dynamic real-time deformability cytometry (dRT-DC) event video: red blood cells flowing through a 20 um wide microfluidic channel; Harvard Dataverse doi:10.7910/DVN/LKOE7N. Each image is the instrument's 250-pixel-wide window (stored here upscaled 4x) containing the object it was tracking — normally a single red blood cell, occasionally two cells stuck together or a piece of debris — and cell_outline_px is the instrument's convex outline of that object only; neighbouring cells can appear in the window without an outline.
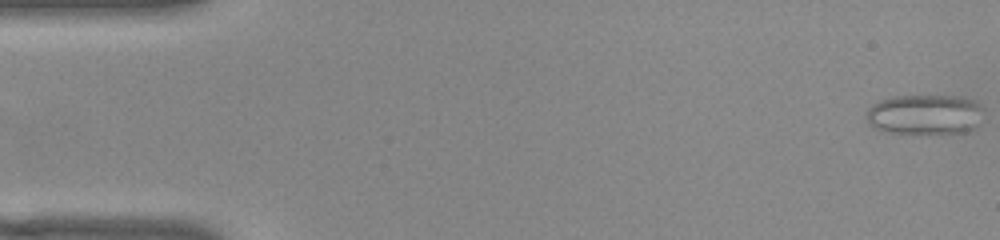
{"species": "common noctule bat (a hibernating species)", "species_latin": "Nyctalus noctula", "temperature_condition": "warm", "stored_images_in_passage": 53, "camera_frame_rate_fps": 3000, "um_per_image_px": 0.085, "animal": {"sex": "female", "body_mass_g": 22.0, "forearm_length_mm": 56.7}, "frame": {"image": 1, "passage_image": 1, "time_ms": 0.0, "image_size_px": [1000, 240], "cell_outline_px": [[984, 108], [976, 124], [972, 128], [964, 132], [920, 136], [888, 132], [876, 128], [868, 124], [864, 116], [864, 112], [872, 104], [880, 100], [892, 96], [960, 96], [976, 100]], "centroid_in_image_um": [78.56, 9.76], "position_along_channel_um": 6.4, "area_um2": 28.32}}
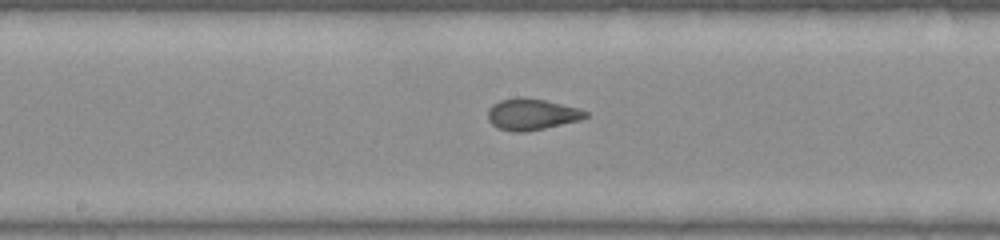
{"frame": {"image": 2, "passage_image": 27, "time_ms": 8.667, "image_size_px": [1000, 240], "cell_outline_px": [[588, 116], [580, 120], [544, 128], [524, 132], [512, 132], [500, 128], [492, 124], [488, 120], [488, 108], [492, 104], [500, 100], [516, 96], [524, 96], [544, 100], [576, 108], [588, 112]], "centroid_in_image_um": [45.15, 9.7], "position_along_channel_um": 203.1, "area_um2": 17.8}}
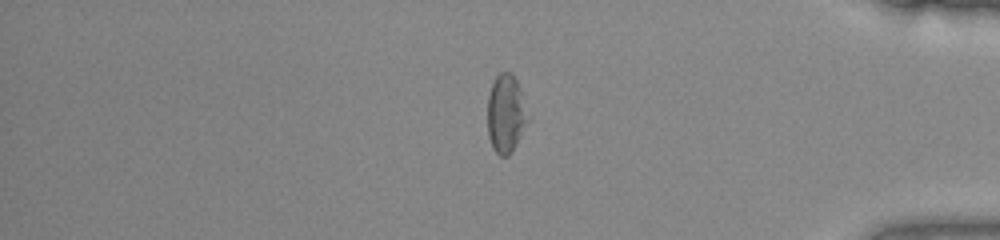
{"frame": {"image": 3, "passage_image": 44, "time_ms": 14.333, "image_size_px": [1000, 240], "cell_outline_px": [[528, 120], [512, 152], [508, 156], [500, 156], [492, 148], [488, 136], [488, 96], [492, 84], [496, 76], [500, 72], [512, 72], [520, 88]], "centroid_in_image_um": [42.97, 9.67], "position_along_channel_um": 392.2, "area_um2": 18.15}, "authors_computed_cell_mechanics": {"area_um2": 18.3226, "velocity_mm_per_s": 3.8586, "shape_relaxation_time_tau1_ms": null, "shape_relaxation_time_tau2_ms": 0.8701, "deformation_change_tau1": null, "deformation_change_tau2": 0.0724}}